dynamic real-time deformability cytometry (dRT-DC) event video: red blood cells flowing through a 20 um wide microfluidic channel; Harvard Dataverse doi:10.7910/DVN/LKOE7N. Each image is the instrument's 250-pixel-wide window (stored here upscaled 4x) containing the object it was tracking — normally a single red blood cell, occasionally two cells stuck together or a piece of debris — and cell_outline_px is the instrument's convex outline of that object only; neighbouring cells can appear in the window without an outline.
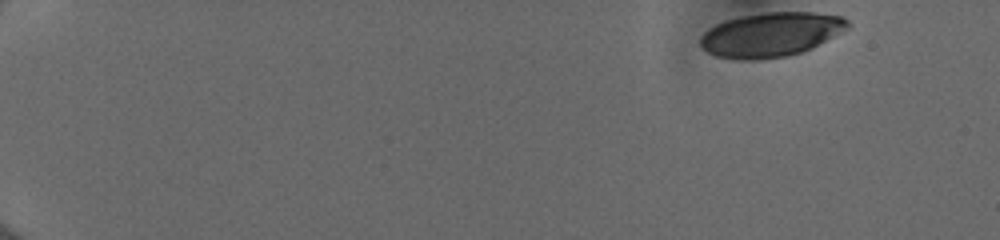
{"species": "human", "species_latin": "Homo sapiens", "temperature_condition": "cold", "stored_images_in_passage": 49, "camera_frame_rate_fps": 3000, "um_per_image_px": 0.085, "donor": {"sex": "female"}, "frame": {"image": 1, "passage_image": 1, "time_ms": 0.0, "image_size_px": [1000, 240], "cell_outline_px": [[848, 28], [800, 52], [788, 56], [760, 60], [740, 60], [716, 56], [708, 52], [700, 44], [700, 36], [708, 28], [716, 24], [728, 20], [744, 16], [768, 12], [816, 12], [840, 16], [848, 20]], "centroid_in_image_um": [65.48, 2.94], "position_along_channel_um": 19.5, "area_um2": 37.51}}
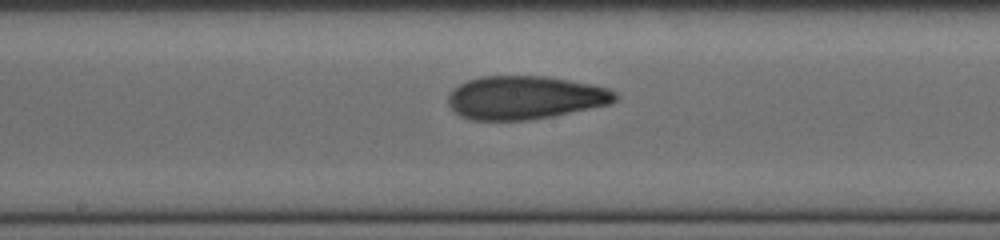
{"frame": {"image": 2, "passage_image": 27, "time_ms": 8.667, "image_size_px": [1000, 240], "cell_outline_px": [[620, 96], [616, 100], [608, 104], [552, 116], [528, 120], [472, 120], [460, 116], [448, 104], [448, 96], [452, 88], [468, 80], [480, 76], [548, 76], [592, 84], [608, 88], [616, 92]], "centroid_in_image_um": [44.62, 8.28], "position_along_channel_um": 203.6, "area_um2": 42.25}}
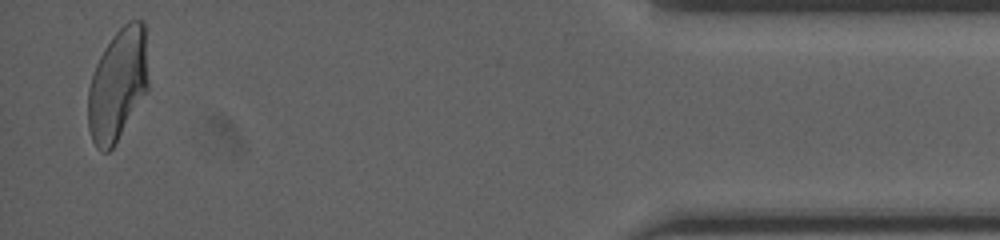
{"frame": {"image": 3, "passage_image": 48, "time_ms": 15.667, "image_size_px": [1000, 240], "cell_outline_px": [[148, 88], [112, 148], [108, 152], [100, 152], [96, 148], [92, 140], [88, 128], [88, 88], [92, 72], [104, 48], [112, 36], [128, 20], [144, 20], [148, 80]], "centroid_in_image_um": [9.98, 7.18], "position_along_channel_um": 425.2, "area_um2": 39.25}, "authors_computed_cell_mechanics": {"area_um2": 40.8646, "velocity_mm_per_s": 4.0069, "shape_relaxation_time_tau1_ms": 10.1516, "shape_relaxation_time_tau2_ms": 1.6005, "deformation_change_tau1": 0.2865, "deformation_change_tau2": 0.0926}}